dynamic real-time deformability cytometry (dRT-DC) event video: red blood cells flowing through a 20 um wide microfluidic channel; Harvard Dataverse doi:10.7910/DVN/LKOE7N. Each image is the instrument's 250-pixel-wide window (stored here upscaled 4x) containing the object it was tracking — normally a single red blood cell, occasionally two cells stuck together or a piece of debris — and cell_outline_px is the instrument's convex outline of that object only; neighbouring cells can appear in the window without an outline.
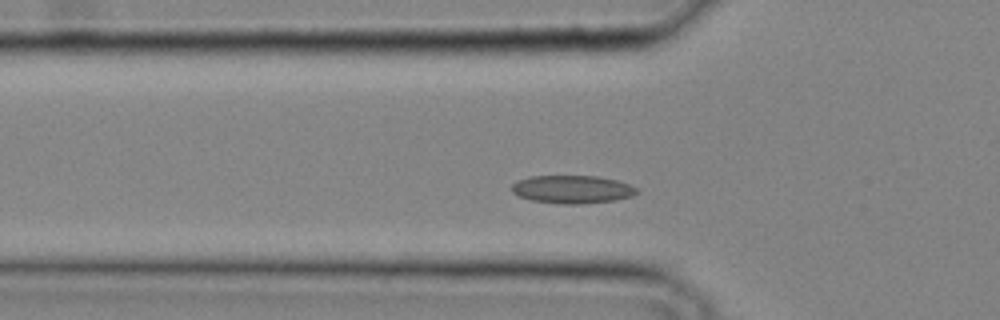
{"species": "common noctule bat (a hibernating species)", "species_latin": "Nyctalus noctula", "temperature_condition": "cold", "stored_images_in_passage": 29, "camera_frame_rate_fps": 3000, "um_per_image_px": 0.085, "animal": {"sex": "male", "body_mass_g": 20.4}, "frame": {"image": 1, "passage_image": 6, "time_ms": 1.667, "image_size_px": [1000, 320], "cell_outline_px": [[640, 192], [632, 196], [612, 200], [580, 204], [564, 204], [532, 200], [520, 196], [512, 192], [512, 184], [516, 180], [532, 176], [596, 176], [616, 180], [628, 184], [636, 188]], "centroid_in_image_um": [48.63, 16.09], "position_along_channel_um": 77.2, "area_um2": 20.23}}
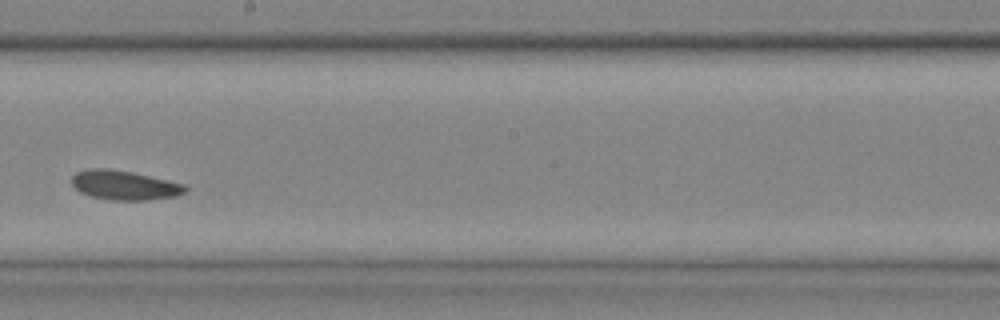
{"frame": {"image": 2, "passage_image": 15, "time_ms": 4.667, "image_size_px": [1000, 320], "cell_outline_px": [[188, 188], [184, 192], [176, 196], [152, 200], [112, 200], [88, 196], [80, 192], [72, 184], [72, 176], [76, 172], [88, 168], [108, 168], [132, 172], [184, 184]], "centroid_in_image_um": [10.55, 15.74], "position_along_channel_um": 237.7, "area_um2": 19.48}}
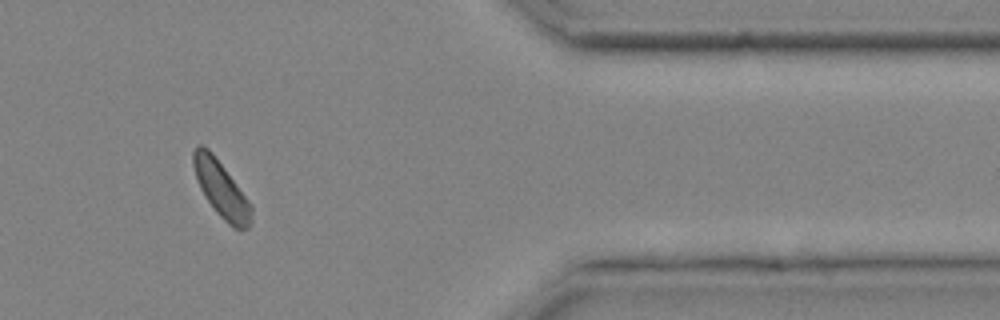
{"frame": {"image": 3, "passage_image": 25, "time_ms": 8.0, "image_size_px": [1000, 320], "cell_outline_px": [[252, 224], [248, 228], [232, 228], [216, 212], [200, 188], [192, 164], [192, 152], [196, 144], [200, 144], [208, 148], [212, 152], [252, 204]], "centroid_in_image_um": [18.81, 16.07], "position_along_channel_um": 392.6, "area_um2": 18.96}}